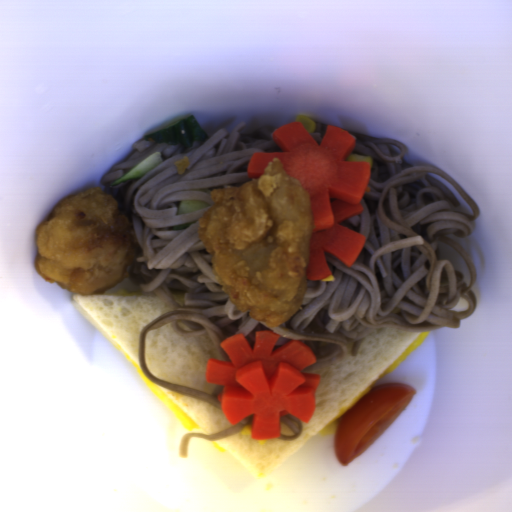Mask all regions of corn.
<instances>
[{
	"label": "corn",
	"instance_id": "obj_1",
	"mask_svg": "<svg viewBox=\"0 0 512 512\" xmlns=\"http://www.w3.org/2000/svg\"><path fill=\"white\" fill-rule=\"evenodd\" d=\"M295 122L301 123L309 134L314 131L315 125H316L315 121L311 120L308 117H304V116H301V115L295 117L294 123Z\"/></svg>",
	"mask_w": 512,
	"mask_h": 512
},
{
	"label": "corn",
	"instance_id": "obj_2",
	"mask_svg": "<svg viewBox=\"0 0 512 512\" xmlns=\"http://www.w3.org/2000/svg\"><path fill=\"white\" fill-rule=\"evenodd\" d=\"M345 161H368L370 168L373 165V159L368 155H360L358 153H350Z\"/></svg>",
	"mask_w": 512,
	"mask_h": 512
},
{
	"label": "corn",
	"instance_id": "obj_3",
	"mask_svg": "<svg viewBox=\"0 0 512 512\" xmlns=\"http://www.w3.org/2000/svg\"><path fill=\"white\" fill-rule=\"evenodd\" d=\"M340 420V419H339ZM339 420H335L331 423H329L322 431L320 436L328 435V434H336V428Z\"/></svg>",
	"mask_w": 512,
	"mask_h": 512
},
{
	"label": "corn",
	"instance_id": "obj_4",
	"mask_svg": "<svg viewBox=\"0 0 512 512\" xmlns=\"http://www.w3.org/2000/svg\"><path fill=\"white\" fill-rule=\"evenodd\" d=\"M251 427H252V423L246 424L241 431L242 436H251L252 437Z\"/></svg>",
	"mask_w": 512,
	"mask_h": 512
},
{
	"label": "corn",
	"instance_id": "obj_5",
	"mask_svg": "<svg viewBox=\"0 0 512 512\" xmlns=\"http://www.w3.org/2000/svg\"><path fill=\"white\" fill-rule=\"evenodd\" d=\"M335 280V277L334 275H329L328 277L324 278V279H320V281H334Z\"/></svg>",
	"mask_w": 512,
	"mask_h": 512
},
{
	"label": "corn",
	"instance_id": "obj_6",
	"mask_svg": "<svg viewBox=\"0 0 512 512\" xmlns=\"http://www.w3.org/2000/svg\"><path fill=\"white\" fill-rule=\"evenodd\" d=\"M256 440H257V442L260 443V445H265L267 442V439H256Z\"/></svg>",
	"mask_w": 512,
	"mask_h": 512
}]
</instances>
